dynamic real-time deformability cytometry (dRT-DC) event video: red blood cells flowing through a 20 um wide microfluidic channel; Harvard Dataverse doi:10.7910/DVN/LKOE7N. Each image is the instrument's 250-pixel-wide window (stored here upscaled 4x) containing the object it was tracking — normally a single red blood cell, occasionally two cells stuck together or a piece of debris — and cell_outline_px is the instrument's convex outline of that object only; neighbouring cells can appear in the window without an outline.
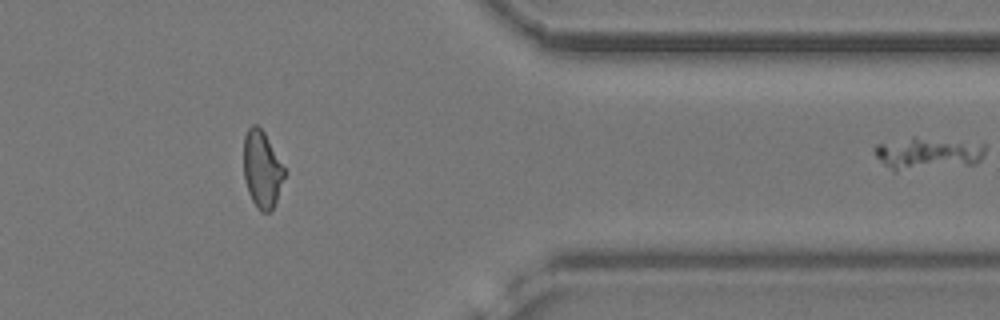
{"species": "common noctule bat (a hibernating species)", "species_latin": "Nyctalus noctula", "temperature_condition": "cold", "stored_images_in_passage": 41, "segment_of_instrument_passage": [2, 2], "camera_frame_rate_fps": 3000, "um_per_image_px": 0.085, "animal": {"sex": "female", "body_mass_g": 24.6, "forearm_length_mm": 56.2}, "frame": {"image": 1, "passage_image": 41, "time_ms": 13.333, "image_size_px": [1000, 320], "cell_outline_px": [[984, 152], [980, 160], [976, 164], [896, 172], [892, 172], [876, 156], [872, 148], [876, 144], [912, 136], [916, 136], [984, 144]], "centroid_in_image_um": [78.79, 13.05], "position_along_channel_um": 332.6, "area_um2": 21.27}}